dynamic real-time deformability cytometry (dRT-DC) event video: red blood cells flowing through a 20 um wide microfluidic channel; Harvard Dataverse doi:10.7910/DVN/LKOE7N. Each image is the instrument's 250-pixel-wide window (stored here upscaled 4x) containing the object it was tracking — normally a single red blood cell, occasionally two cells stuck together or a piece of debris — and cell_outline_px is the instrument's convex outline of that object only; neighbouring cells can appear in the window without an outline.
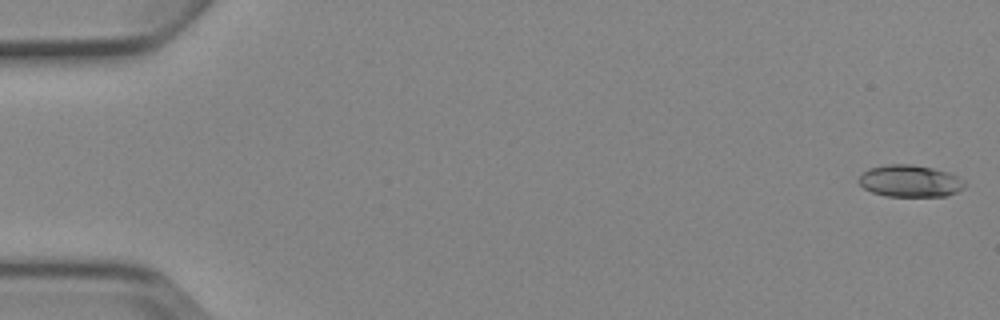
{"species": "Egyptian fruit bat (a non-hibernating species)", "species_latin": "Rousettus aegyptiacus", "temperature_condition": "cold", "stored_images_in_passage": 5, "camera_frame_rate_fps": 3000, "um_per_image_px": 0.085, "animal": {"sex": "female"}, "frame": {"image": 1, "passage_image": 1, "time_ms": 0.0, "image_size_px": [1000, 320], "cell_outline_px": [[964, 188], [948, 196], [884, 196], [872, 192], [864, 188], [856, 180], [868, 168], [888, 164], [912, 164], [932, 168], [948, 172], [964, 180]], "centroid_in_image_um": [77.33, 15.39], "position_along_channel_um": 7.7, "area_um2": 19.77}}
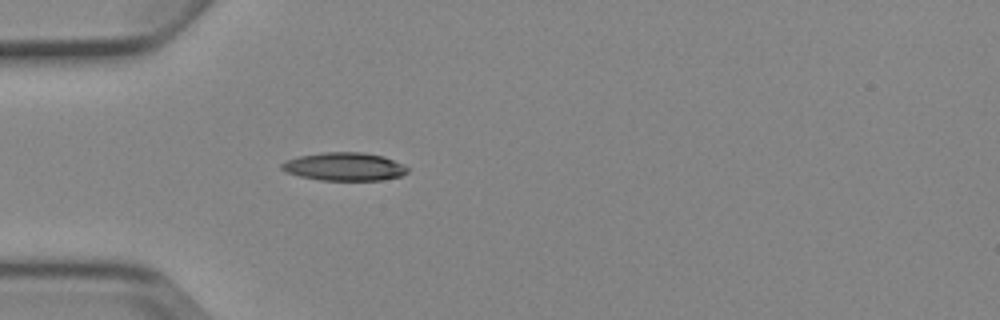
{"frame": {"image": 2, "passage_image": 5, "time_ms": 5.0, "image_size_px": [1000, 320], "cell_outline_px": [[408, 172], [400, 176], [380, 180], [320, 180], [300, 176], [288, 172], [280, 168], [280, 164], [288, 160], [300, 156], [324, 152], [360, 152], [384, 156], [404, 164], [408, 168]], "centroid_in_image_um": [29.3, 14.16], "position_along_channel_um": 55.7, "area_um2": 20.52}}